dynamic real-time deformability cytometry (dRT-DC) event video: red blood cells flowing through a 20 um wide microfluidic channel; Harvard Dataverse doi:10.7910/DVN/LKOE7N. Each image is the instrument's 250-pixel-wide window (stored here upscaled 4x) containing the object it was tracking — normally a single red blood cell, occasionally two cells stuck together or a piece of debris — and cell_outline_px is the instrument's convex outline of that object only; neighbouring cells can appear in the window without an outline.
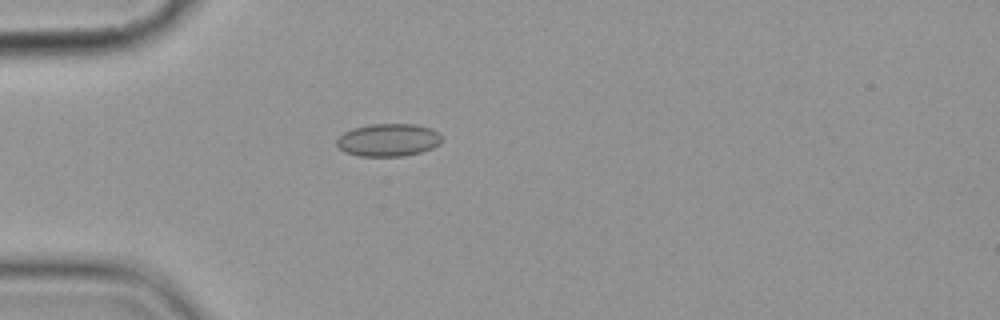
{"species": "common noctule bat (a hibernating species)", "species_latin": "Nyctalus noctula", "temperature_condition": "cold", "stored_images_in_passage": 4, "camera_frame_rate_fps": 3000, "um_per_image_px": 0.085, "animal": {"sex": "female", "body_mass_g": 19.9}, "frame": {"image": 1, "passage_image": 3, "time_ms": 2.333, "image_size_px": [1000, 320], "cell_outline_px": [[440, 144], [432, 148], [420, 152], [404, 156], [360, 156], [344, 152], [336, 144], [336, 140], [344, 132], [352, 128], [368, 124], [416, 124], [432, 128], [440, 136]], "centroid_in_image_um": [32.98, 11.89], "position_along_channel_um": 52.0, "area_um2": 20.06}}